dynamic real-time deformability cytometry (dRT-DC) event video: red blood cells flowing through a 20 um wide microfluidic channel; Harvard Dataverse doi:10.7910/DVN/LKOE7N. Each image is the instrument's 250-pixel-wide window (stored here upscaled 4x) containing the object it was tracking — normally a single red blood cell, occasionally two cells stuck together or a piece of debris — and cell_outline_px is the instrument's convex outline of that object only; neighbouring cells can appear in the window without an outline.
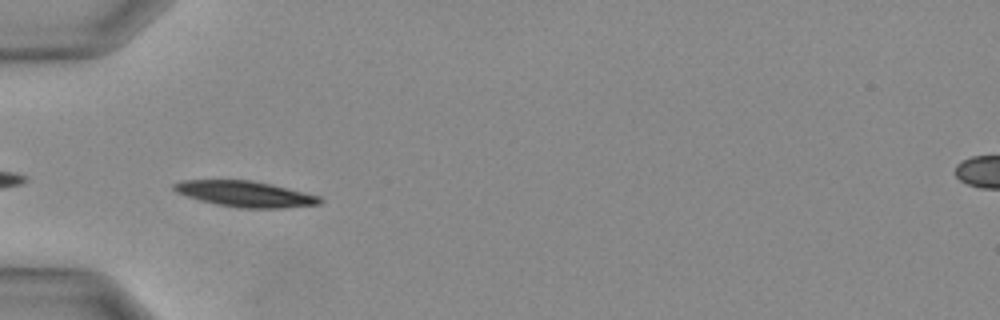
{"species": "Egyptian fruit bat (a non-hibernating species)", "species_latin": "Rousettus aegyptiacus", "temperature_condition": "warm", "stored_images_in_passage": 13, "camera_frame_rate_fps": 3000, "um_per_image_px": 0.085, "animal": {"sex": "female"}, "frame": {"image": 1, "passage_image": 11, "time_ms": 3.333, "image_size_px": [1000, 320], "cell_outline_px": [[324, 200], [320, 204], [280, 208], [236, 208], [216, 204], [200, 200], [176, 192], [172, 188], [172, 184], [180, 180], [252, 180], [272, 184], [320, 196]], "centroid_in_image_um": [20.84, 16.48], "position_along_channel_um": 64.2, "area_um2": 22.02}}
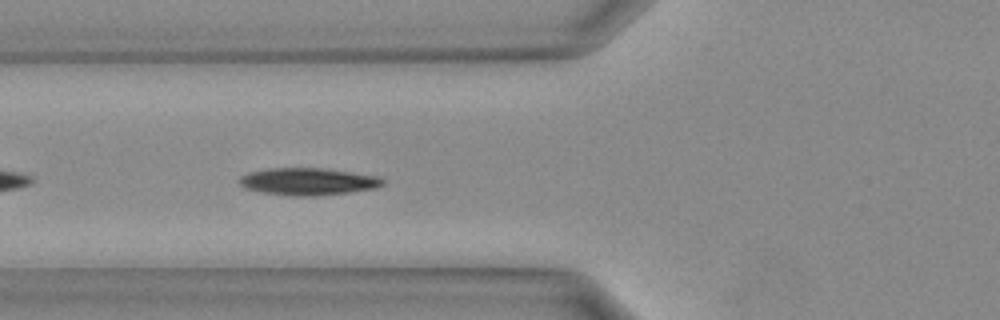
{"frame": {"image": 2, "passage_image": 13, "time_ms": 4.0, "image_size_px": [1000, 320], "cell_outline_px": [[384, 184], [376, 188], [348, 192], [316, 196], [296, 196], [264, 192], [244, 188], [236, 180], [240, 176], [248, 172], [268, 168], [320, 168], [376, 176], [384, 180]], "centroid_in_image_um": [26.12, 15.43], "position_along_channel_um": 99.7, "area_um2": 22.54}}